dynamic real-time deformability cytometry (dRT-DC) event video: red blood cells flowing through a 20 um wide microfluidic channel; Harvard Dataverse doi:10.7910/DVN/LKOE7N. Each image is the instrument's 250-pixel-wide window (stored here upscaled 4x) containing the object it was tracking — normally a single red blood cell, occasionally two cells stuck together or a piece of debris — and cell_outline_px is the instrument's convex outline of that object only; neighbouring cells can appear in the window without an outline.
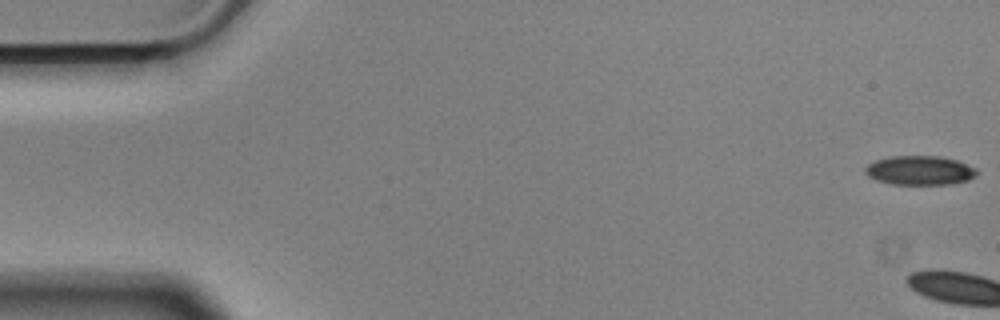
{"species": "Egyptian fruit bat (a non-hibernating species)", "species_latin": "Rousettus aegyptiacus", "temperature_condition": "cold", "stored_images_in_passage": 3, "camera_frame_rate_fps": 3000, "um_per_image_px": 0.085, "animal": {"sex": "male"}, "frame": {"image": 1, "passage_image": 1, "time_ms": 0.0, "image_size_px": [1000, 320], "cell_outline_px": [[980, 172], [976, 176], [968, 180], [948, 184], [892, 184], [876, 180], [868, 176], [864, 172], [864, 168], [868, 164], [876, 160], [892, 156], [940, 156], [956, 160], [976, 168]], "centroid_in_image_um": [78.19, 14.48], "position_along_channel_um": 6.8, "area_um2": 19.02}}